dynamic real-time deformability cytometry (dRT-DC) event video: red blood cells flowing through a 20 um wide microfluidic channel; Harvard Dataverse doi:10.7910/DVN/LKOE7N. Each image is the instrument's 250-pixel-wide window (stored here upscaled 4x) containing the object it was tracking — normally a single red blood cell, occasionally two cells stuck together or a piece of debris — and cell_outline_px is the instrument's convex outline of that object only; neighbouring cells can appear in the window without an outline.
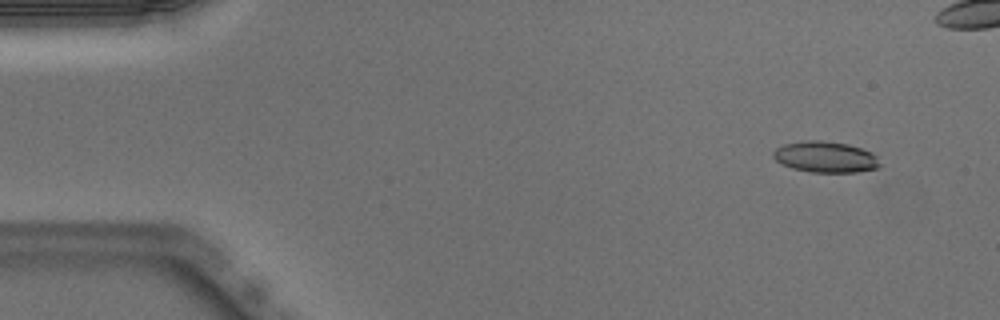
{"species": "Egyptian fruit bat (a non-hibernating species)", "species_latin": "Rousettus aegyptiacus", "temperature_condition": "warm", "stored_images_in_passage": 48, "camera_frame_rate_fps": 3000, "um_per_image_px": 0.085, "animal": {"sex": "male"}, "frame": {"image": 1, "passage_image": 1, "time_ms": 0.0, "image_size_px": [1000, 320], "cell_outline_px": [[880, 168], [856, 172], [812, 172], [792, 168], [780, 164], [772, 156], [772, 152], [776, 148], [784, 144], [804, 140], [820, 140], [848, 144], [872, 152], [876, 156], [880, 164]], "centroid_in_image_um": [70.14, 13.34], "position_along_channel_um": 14.9, "area_um2": 19.42}}
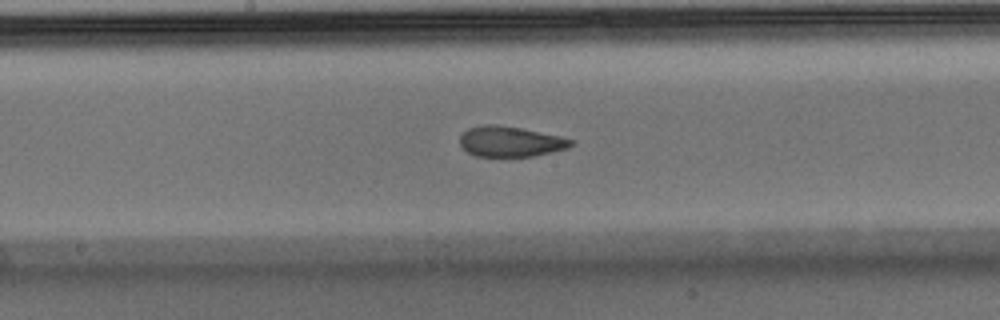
{"frame": {"image": 2, "passage_image": 23, "time_ms": 7.333, "image_size_px": [1000, 320], "cell_outline_px": [[576, 144], [568, 148], [532, 156], [476, 156], [468, 152], [460, 144], [460, 136], [468, 128], [484, 124], [496, 124], [520, 128], [560, 136], [576, 140]], "centroid_in_image_um": [43.41, 12.02], "position_along_channel_um": 204.8, "area_um2": 19.65}}
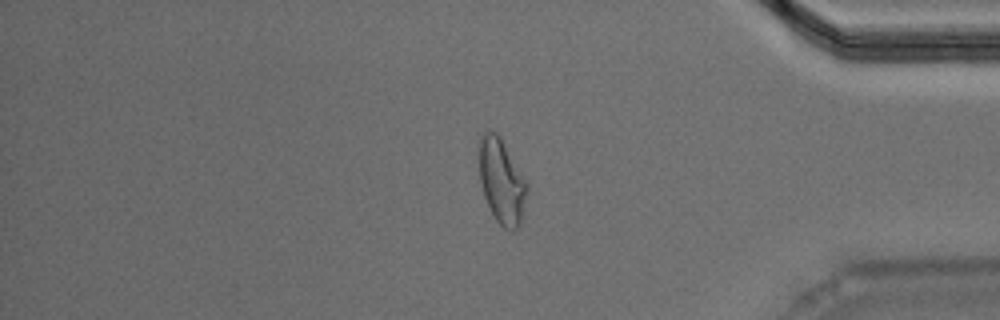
{"frame": {"image": 3, "passage_image": 39, "time_ms": 12.667, "image_size_px": [1000, 320], "cell_outline_px": [[528, 192], [520, 224], [512, 232], [504, 228], [496, 220], [484, 196], [480, 180], [480, 136], [484, 132], [496, 132], [500, 136], [528, 184]], "centroid_in_image_um": [42.66, 15.43], "position_along_channel_um": 392.5, "area_um2": 23.35}, "authors_computed_cell_mechanics": {"area_um2": 20.519, "velocity_mm_per_s": 4.0, "shape_relaxation_time_tau1_ms": null, "shape_relaxation_time_tau2_ms": 1.1752, "deformation_change_tau1": null, "deformation_change_tau2": 0.0772}}